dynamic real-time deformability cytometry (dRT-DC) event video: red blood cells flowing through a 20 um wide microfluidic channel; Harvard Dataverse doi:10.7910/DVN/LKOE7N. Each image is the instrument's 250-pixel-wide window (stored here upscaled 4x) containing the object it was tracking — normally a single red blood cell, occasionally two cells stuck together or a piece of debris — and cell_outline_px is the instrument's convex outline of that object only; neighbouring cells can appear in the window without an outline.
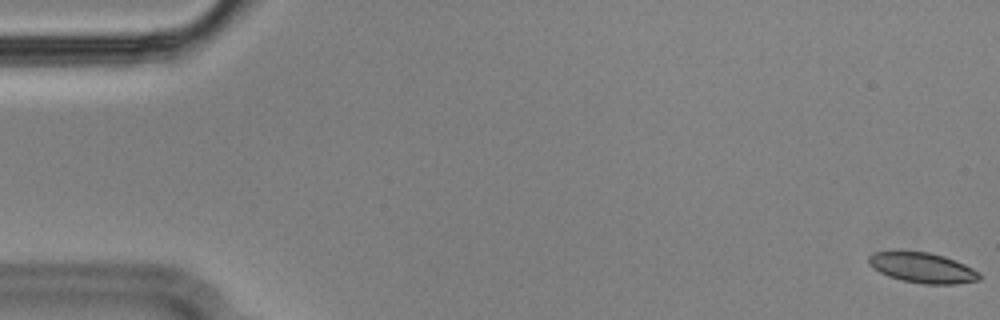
{"species": "Egyptian fruit bat (a non-hibernating species)", "species_latin": "Rousettus aegyptiacus", "temperature_condition": "cold", "stored_images_in_passage": 58, "camera_frame_rate_fps": 3000, "um_per_image_px": 0.085, "animal": {"sex": "male"}, "frame": {"image": 1, "passage_image": 1, "time_ms": 0.0, "image_size_px": [1000, 320], "cell_outline_px": [[980, 280], [956, 284], [924, 284], [900, 280], [888, 276], [880, 272], [868, 260], [868, 256], [876, 252], [928, 252], [944, 256], [964, 264], [980, 272]], "centroid_in_image_um": [78.47, 22.78], "position_along_channel_um": 6.5, "area_um2": 19.19}}
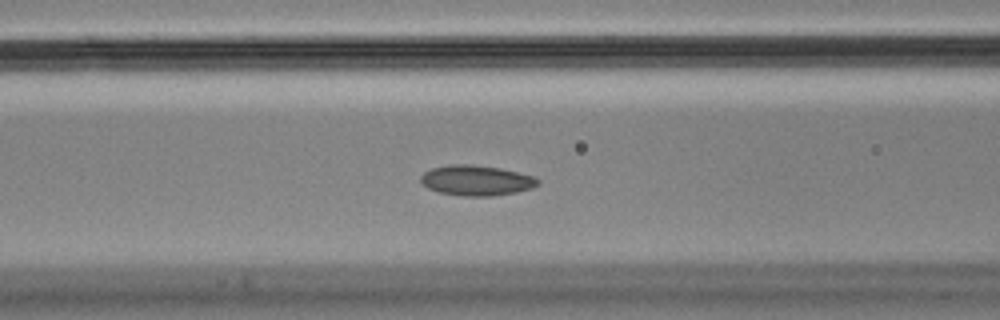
{"frame": {"image": 2, "passage_image": 23, "time_ms": 7.333, "image_size_px": [1000, 320], "cell_outline_px": [[540, 184], [532, 188], [516, 192], [492, 196], [460, 196], [440, 192], [428, 188], [420, 180], [420, 176], [424, 172], [432, 168], [448, 164], [472, 164], [500, 168], [532, 176], [540, 180]], "centroid_in_image_um": [40.48, 15.33], "position_along_channel_um": 126.1, "area_um2": 20.69}}
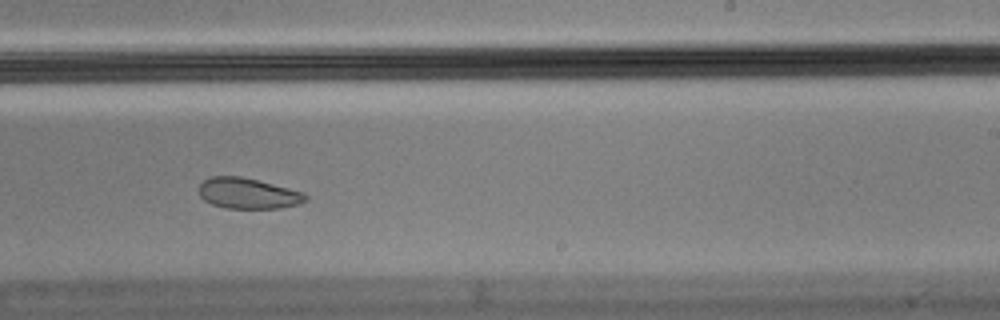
{"frame": {"image": 3, "passage_image": 35, "time_ms": 11.333, "image_size_px": [1000, 320], "cell_outline_px": [[308, 200], [300, 204], [280, 208], [228, 208], [212, 204], [204, 200], [200, 196], [200, 184], [208, 176], [240, 176], [304, 192], [308, 196]], "centroid_in_image_um": [21.1, 16.44], "position_along_channel_um": 267.9, "area_um2": 19.02}, "authors_computed_cell_mechanics": {"area_um2": 20.3167, "velocity_mm_per_s": 3.558, "shape_relaxation_time_tau1_ms": null, "shape_relaxation_time_tau2_ms": 3.2575, "deformation_change_tau1": null, "deformation_change_tau2": 0.0587}}